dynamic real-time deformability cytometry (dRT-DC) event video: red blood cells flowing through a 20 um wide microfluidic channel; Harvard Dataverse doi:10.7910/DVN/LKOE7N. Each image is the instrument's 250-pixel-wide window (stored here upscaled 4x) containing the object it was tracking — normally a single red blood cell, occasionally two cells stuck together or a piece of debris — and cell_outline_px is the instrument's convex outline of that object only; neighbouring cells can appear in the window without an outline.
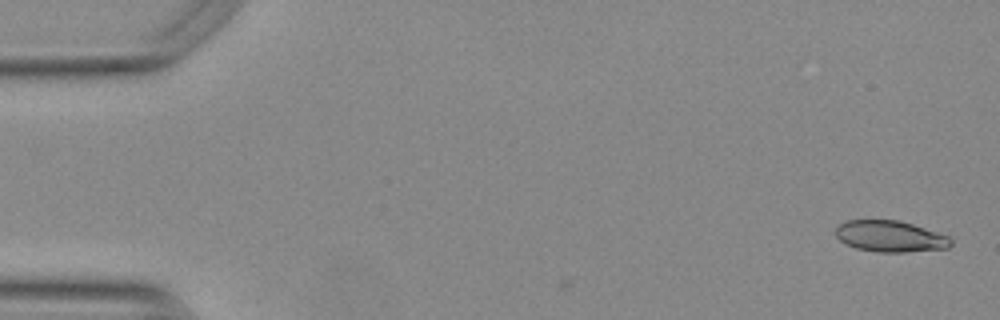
{"species": "Egyptian fruit bat (a non-hibernating species)", "species_latin": "Rousettus aegyptiacus", "temperature_condition": "warm", "stored_images_in_passage": 4, "camera_frame_rate_fps": 3000, "um_per_image_px": 0.085, "animal": {"sex": "female"}, "frame": {"image": 1, "passage_image": 1, "time_ms": 0.0, "image_size_px": [1000, 320], "cell_outline_px": [[952, 244], [948, 248], [904, 252], [876, 252], [856, 248], [840, 240], [836, 236], [836, 228], [840, 224], [848, 220], [900, 220], [948, 236], [952, 240]], "centroid_in_image_um": [75.67, 20.09], "position_along_channel_um": 9.3, "area_um2": 20.81}}